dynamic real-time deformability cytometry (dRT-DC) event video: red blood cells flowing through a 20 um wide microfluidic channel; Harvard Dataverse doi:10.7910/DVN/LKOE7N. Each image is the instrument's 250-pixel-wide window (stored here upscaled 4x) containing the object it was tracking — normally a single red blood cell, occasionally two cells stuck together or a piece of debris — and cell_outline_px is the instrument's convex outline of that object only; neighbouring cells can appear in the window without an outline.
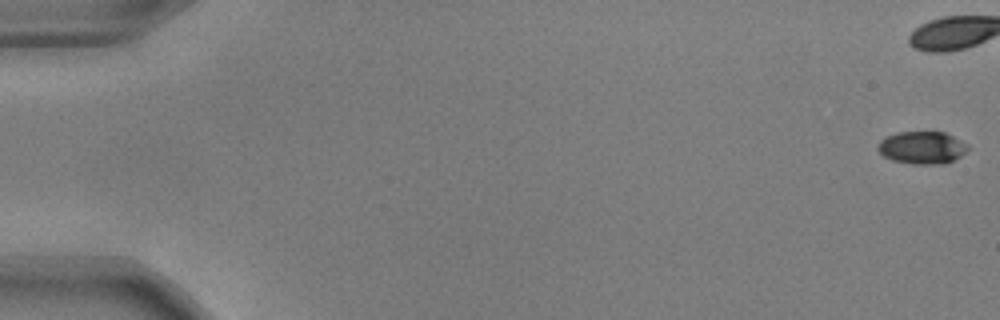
{"species": "common noctule bat (a hibernating species)", "species_latin": "Nyctalus noctula", "temperature_condition": "warm", "stored_images_in_passage": 44, "camera_frame_rate_fps": 3000, "um_per_image_px": 0.085, "animal": {"sex": "male", "body_mass_g": 17.9, "forearm_length_mm": 54.2}, "frame": {"image": 1, "passage_image": 1, "time_ms": 0.0, "image_size_px": [1000, 320], "cell_outline_px": [[968, 148], [960, 156], [944, 164], [916, 164], [892, 160], [884, 156], [876, 148], [880, 140], [896, 132], [944, 132], [968, 144]], "centroid_in_image_um": [78.36, 12.54], "position_along_channel_um": 6.6, "area_um2": 16.88}}
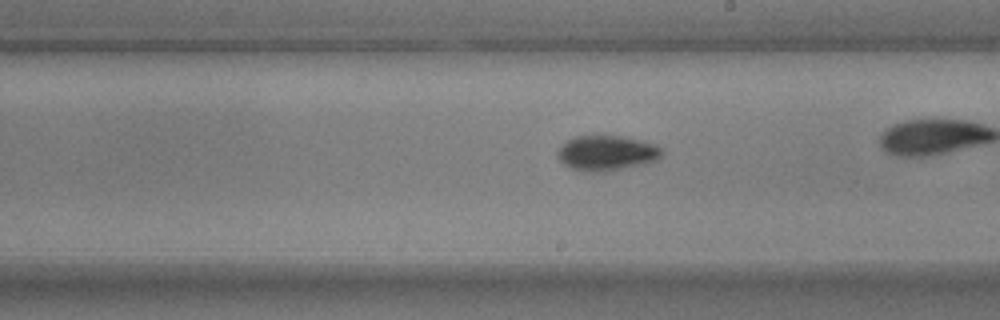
{"frame": {"image": 2, "passage_image": 32, "time_ms": 10.333, "image_size_px": [1000, 320], "cell_outline_px": [[664, 152], [656, 160], [644, 164], [604, 172], [588, 172], [572, 168], [564, 164], [556, 156], [556, 152], [568, 140], [576, 136], [596, 132], [604, 132], [624, 136], [656, 144]], "centroid_in_image_um": [51.55, 12.95], "position_along_channel_um": 237.4, "area_um2": 22.08}}